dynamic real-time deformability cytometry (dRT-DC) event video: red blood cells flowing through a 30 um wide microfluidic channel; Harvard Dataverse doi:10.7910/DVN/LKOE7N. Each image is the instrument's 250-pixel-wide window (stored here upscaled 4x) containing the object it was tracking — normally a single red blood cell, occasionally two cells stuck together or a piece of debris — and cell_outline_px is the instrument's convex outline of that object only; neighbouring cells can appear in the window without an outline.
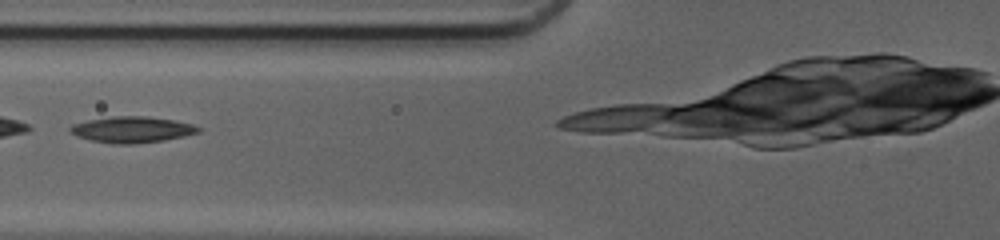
{"species": "common noctule bat (a hibernating species)", "species_latin": "Nyctalus noctula", "temperature_condition": "cold", "stored_images_in_passage": 12, "camera_frame_rate_fps": 3000, "um_per_image_px": 0.085, "animal": {"sex": "female", "body_mass_g": 20.0, "forearm_length_mm": 54.0}, "frame": {"image": 1, "passage_image": 10, "time_ms": 3.0, "image_size_px": [1000, 240], "cell_outline_px": [[204, 128], [200, 132], [184, 136], [164, 140], [136, 144], [112, 144], [92, 140], [76, 136], [68, 132], [68, 128], [72, 124], [88, 120], [112, 116], [148, 116], [172, 120], [192, 124]], "centroid_in_image_um": [11.21, 11.02], "position_along_channel_um": 114.6, "area_um2": 19.71}}